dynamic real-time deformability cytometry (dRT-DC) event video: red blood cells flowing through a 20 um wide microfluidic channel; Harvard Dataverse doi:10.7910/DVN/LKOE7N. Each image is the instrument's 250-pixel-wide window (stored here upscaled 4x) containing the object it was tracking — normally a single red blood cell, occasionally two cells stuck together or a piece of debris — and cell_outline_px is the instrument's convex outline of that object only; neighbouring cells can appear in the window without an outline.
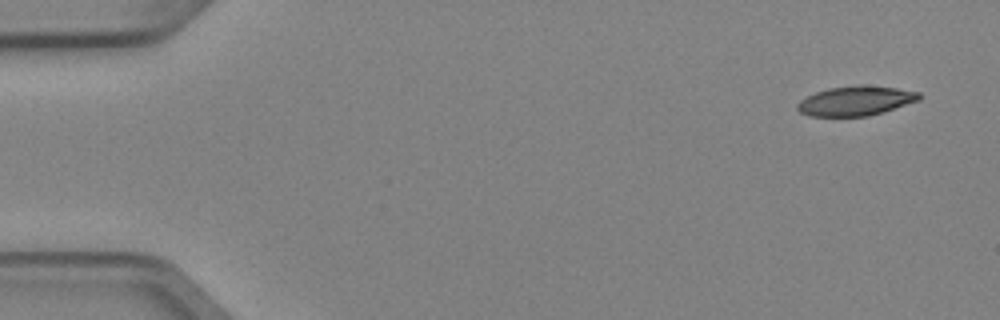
{"species": "Egyptian fruit bat (a non-hibernating species)", "species_latin": "Rousettus aegyptiacus", "temperature_condition": "cold", "stored_images_in_passage": 5, "camera_frame_rate_fps": 3000, "um_per_image_px": 0.085, "animal": {"sex": "female"}, "frame": {"image": 1, "passage_image": 1, "time_ms": 0.0, "image_size_px": [1000, 320], "cell_outline_px": [[924, 96], [920, 100], [868, 116], [808, 116], [800, 112], [796, 108], [796, 104], [800, 100], [816, 92], [828, 88], [856, 84], [860, 84], [896, 88], [920, 92]], "centroid_in_image_um": [72.74, 8.56], "position_along_channel_um": 12.3, "area_um2": 21.1}}
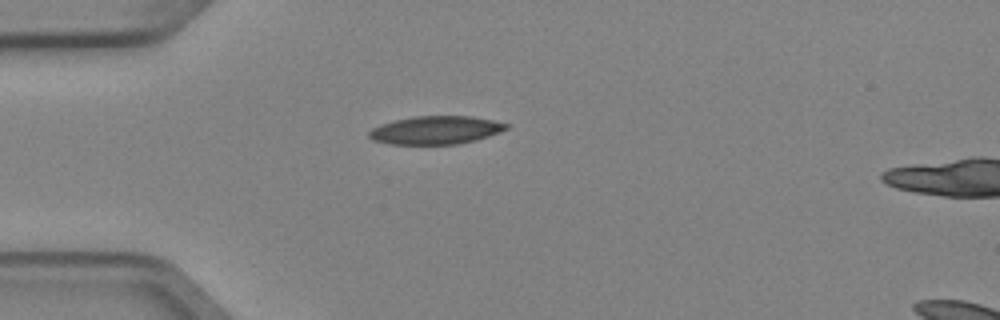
{"frame": {"image": 2, "passage_image": 4, "time_ms": 1.0, "image_size_px": [1000, 320], "cell_outline_px": [[508, 128], [500, 132], [476, 140], [456, 144], [388, 144], [372, 140], [368, 136], [368, 132], [372, 128], [396, 120], [416, 116], [472, 116], [492, 120], [508, 124]], "centroid_in_image_um": [37.04, 11.06], "position_along_channel_um": 48.0, "area_um2": 22.37}}